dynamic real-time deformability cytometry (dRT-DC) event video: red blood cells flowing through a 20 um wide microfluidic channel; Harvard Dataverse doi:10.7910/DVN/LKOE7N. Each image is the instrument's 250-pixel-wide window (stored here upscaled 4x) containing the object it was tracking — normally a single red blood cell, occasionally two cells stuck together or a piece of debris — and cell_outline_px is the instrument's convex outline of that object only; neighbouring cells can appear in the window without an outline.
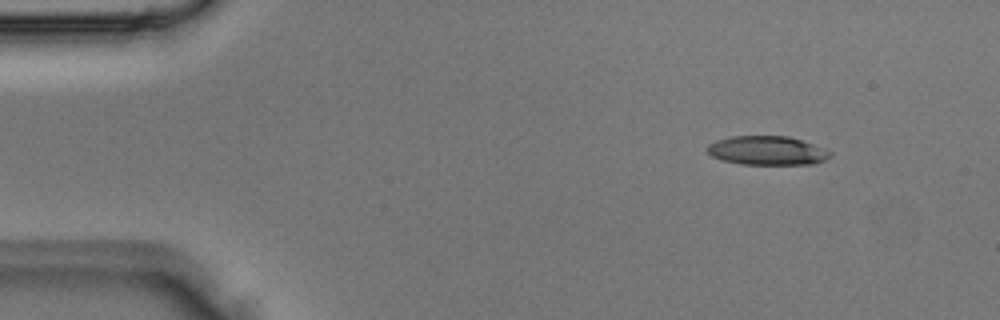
{"species": "Egyptian fruit bat (a non-hibernating species)", "species_latin": "Rousettus aegyptiacus", "temperature_condition": "room temperature", "stored_images_in_passage": 3, "segment_of_instrument_passage": [1, 2], "camera_frame_rate_fps": 3000, "um_per_image_px": 0.085, "animal": {"sex": "male"}, "frame": {"image": 1, "passage_image": 1, "time_ms": 0.0, "image_size_px": [1000, 320], "cell_outline_px": [[832, 156], [824, 160], [812, 164], [740, 164], [724, 160], [712, 156], [708, 152], [708, 144], [716, 140], [732, 136], [788, 136], [812, 144], [832, 152]], "centroid_in_image_um": [65.21, 12.8], "position_along_channel_um": 19.8, "area_um2": 20.52}}